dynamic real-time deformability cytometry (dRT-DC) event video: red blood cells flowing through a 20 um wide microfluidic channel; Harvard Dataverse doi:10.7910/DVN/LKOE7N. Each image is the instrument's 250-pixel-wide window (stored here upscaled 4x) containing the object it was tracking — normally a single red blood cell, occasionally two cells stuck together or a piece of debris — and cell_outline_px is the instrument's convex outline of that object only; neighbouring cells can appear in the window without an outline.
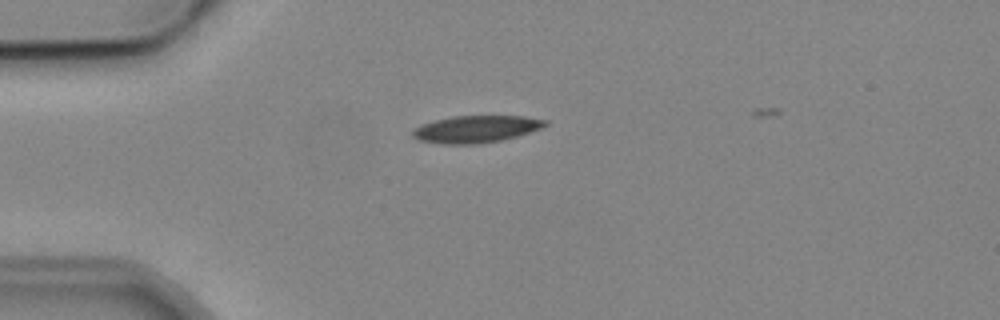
{"species": "common noctule bat (a hibernating species)", "species_latin": "Nyctalus noctula", "temperature_condition": "cold", "stored_images_in_passage": 6, "camera_frame_rate_fps": 3000, "um_per_image_px": 0.085, "animal": {"sex": "male", "body_mass_g": 19.2, "forearm_length_mm": 51.8}, "frame": {"image": 1, "passage_image": 2, "time_ms": 1.333, "image_size_px": [1000, 320], "cell_outline_px": [[548, 124], [544, 128], [516, 136], [500, 140], [476, 144], [444, 144], [420, 140], [412, 136], [412, 132], [420, 124], [452, 116], [524, 116], [548, 120]], "centroid_in_image_um": [40.5, 10.96], "position_along_channel_um": 44.5, "area_um2": 20.87}}
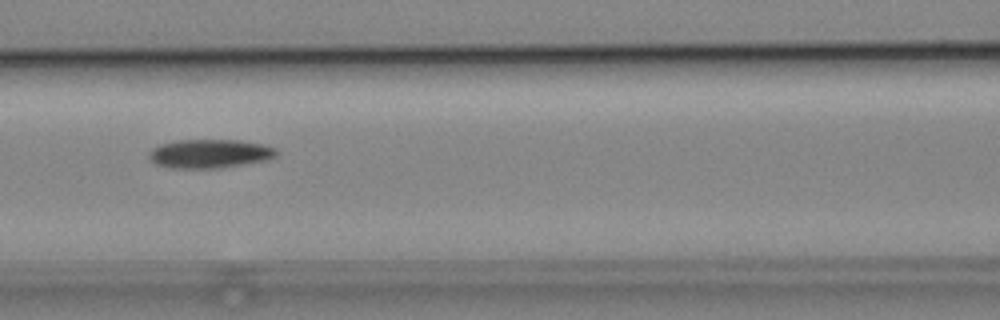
{"frame": {"image": 2, "passage_image": 5, "time_ms": 4.667, "image_size_px": [1000, 320], "cell_outline_px": [[280, 152], [276, 156], [264, 160], [216, 168], [172, 168], [156, 164], [148, 156], [148, 152], [152, 148], [160, 144], [180, 140], [240, 140], [264, 144], [276, 148]], "centroid_in_image_um": [17.83, 13.05], "position_along_channel_um": 148.8, "area_um2": 21.27}}
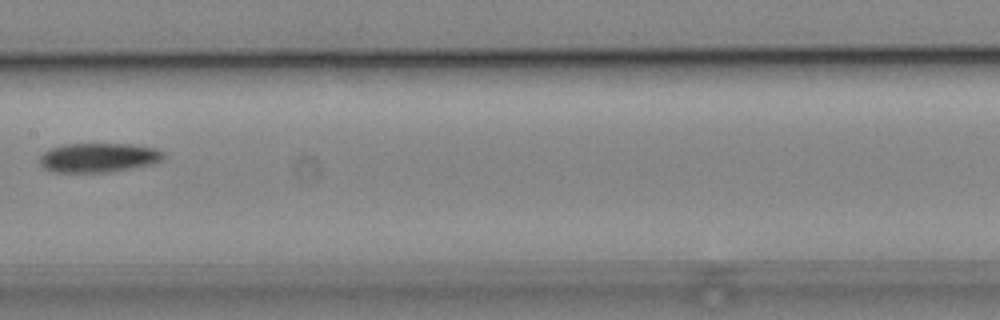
{"frame": {"image": 3, "passage_image": 6, "time_ms": 6.0, "image_size_px": [1000, 320], "cell_outline_px": [[164, 156], [160, 160], [152, 164], [112, 172], [52, 172], [44, 168], [40, 164], [40, 156], [48, 148], [64, 144], [132, 144], [152, 148], [164, 152]], "centroid_in_image_um": [8.33, 13.4], "position_along_channel_um": 199.1, "area_um2": 21.15}}